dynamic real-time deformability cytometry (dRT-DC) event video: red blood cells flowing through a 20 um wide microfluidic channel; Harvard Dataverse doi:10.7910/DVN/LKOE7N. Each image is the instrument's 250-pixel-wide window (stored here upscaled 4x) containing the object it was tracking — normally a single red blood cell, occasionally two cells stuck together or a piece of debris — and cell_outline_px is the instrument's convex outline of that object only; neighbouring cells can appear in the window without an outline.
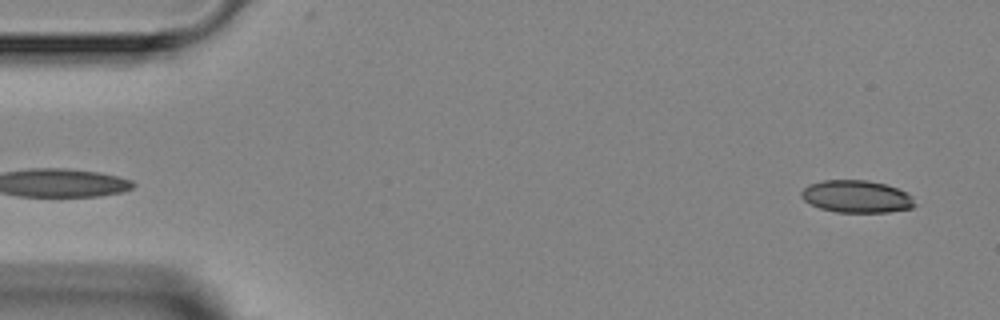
{"species": "Egyptian fruit bat (a non-hibernating species)", "species_latin": "Rousettus aegyptiacus", "temperature_condition": "room temperature", "stored_images_in_passage": 3, "camera_frame_rate_fps": 3000, "um_per_image_px": 0.085, "animal": {"sex": "female"}, "frame": {"image": 1, "passage_image": 3, "time_ms": 2.667, "image_size_px": [1000, 320], "cell_outline_px": [[916, 204], [912, 208], [888, 212], [836, 212], [820, 208], [804, 200], [800, 196], [800, 192], [808, 184], [824, 180], [868, 180], [884, 184], [896, 188], [912, 196]], "centroid_in_image_um": [72.79, 16.7], "position_along_channel_um": 12.2, "area_um2": 21.33}}